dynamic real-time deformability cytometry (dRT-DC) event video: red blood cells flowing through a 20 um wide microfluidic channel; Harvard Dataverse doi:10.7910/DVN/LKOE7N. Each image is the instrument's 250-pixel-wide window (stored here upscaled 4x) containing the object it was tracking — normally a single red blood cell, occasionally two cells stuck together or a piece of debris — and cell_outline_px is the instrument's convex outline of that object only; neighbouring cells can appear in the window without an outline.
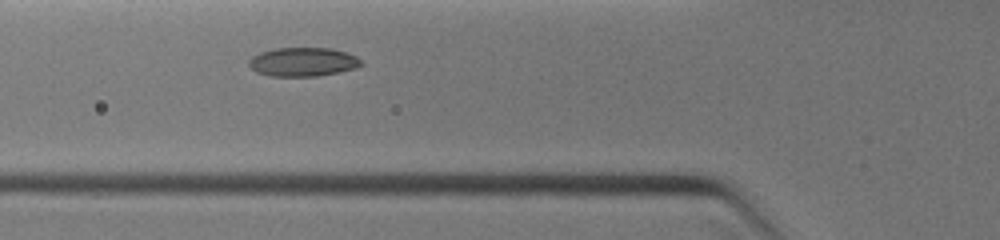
{"species": "common noctule bat (a hibernating species)", "species_latin": "Nyctalus noctula", "temperature_condition": "warm", "stored_images_in_passage": 3, "camera_frame_rate_fps": 3000, "um_per_image_px": 0.085, "animal": {"sex": "female", "body_mass_g": 19.0, "forearm_length_mm": 51.5}, "frame": {"image": 1, "passage_image": 3, "time_ms": 1.333, "image_size_px": [1000, 240], "cell_outline_px": [[364, 64], [356, 68], [316, 76], [268, 76], [256, 72], [248, 64], [248, 60], [252, 56], [260, 52], [276, 48], [332, 48], [356, 56]], "centroid_in_image_um": [25.72, 5.26], "position_along_channel_um": 100.1, "area_um2": 18.84}}